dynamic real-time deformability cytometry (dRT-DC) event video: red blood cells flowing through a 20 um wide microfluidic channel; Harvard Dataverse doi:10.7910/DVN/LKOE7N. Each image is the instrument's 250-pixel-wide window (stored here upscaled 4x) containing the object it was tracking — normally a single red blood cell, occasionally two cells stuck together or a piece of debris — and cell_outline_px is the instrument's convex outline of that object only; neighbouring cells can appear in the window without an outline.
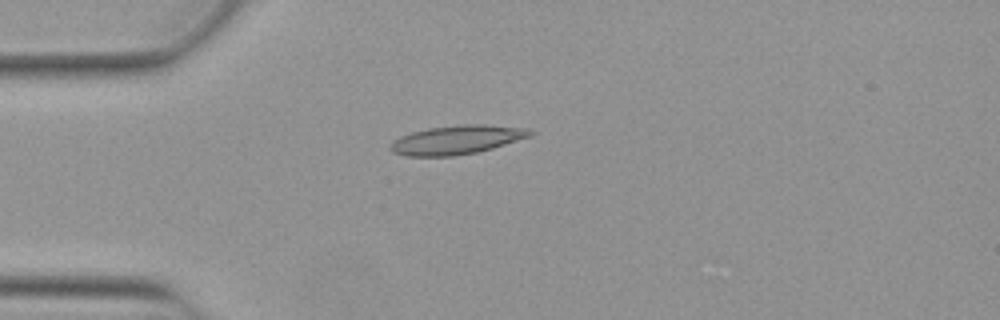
{"species": "Egyptian fruit bat (a non-hibernating species)", "species_latin": "Rousettus aegyptiacus", "temperature_condition": "warm", "stored_images_in_passage": 40, "camera_frame_rate_fps": 3000, "um_per_image_px": 0.085, "animal": {"sex": "female"}, "frame": {"image": 1, "passage_image": 1, "time_ms": 0.0, "image_size_px": [1000, 320], "cell_outline_px": [[536, 132], [532, 136], [492, 148], [476, 152], [452, 156], [404, 156], [392, 152], [388, 148], [388, 144], [392, 140], [400, 136], [412, 132], [428, 128], [460, 124], [484, 124], [528, 128]], "centroid_in_image_um": [38.81, 11.88], "position_along_channel_um": 46.2, "area_um2": 23.81}}
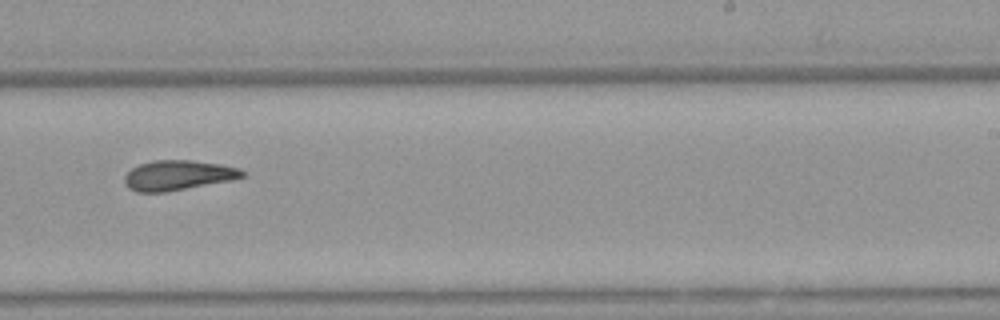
{"frame": {"image": 2, "passage_image": 20, "time_ms": 6.333, "image_size_px": [1000, 320], "cell_outline_px": [[248, 176], [232, 180], [164, 192], [136, 192], [128, 188], [124, 184], [124, 176], [132, 168], [140, 164], [152, 160], [192, 160], [220, 164], [240, 168]], "centroid_in_image_um": [15.13, 14.89], "position_along_channel_um": 273.9, "area_um2": 20.63}}
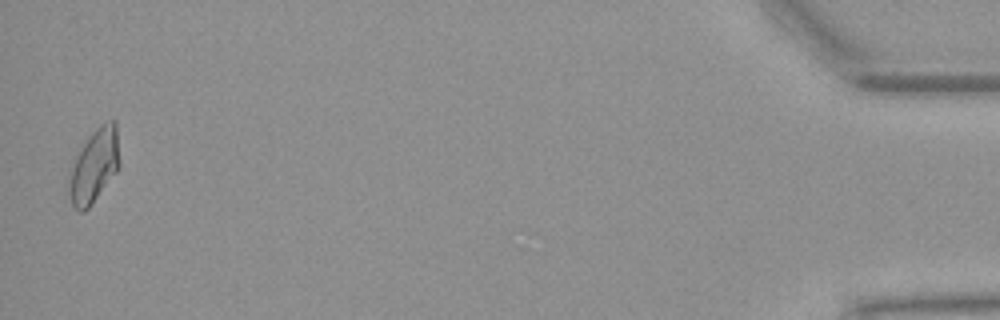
{"frame": {"image": 3, "passage_image": 39, "time_ms": 12.667, "image_size_px": [1000, 320], "cell_outline_px": [[120, 164], [116, 172], [88, 208], [84, 212], [80, 212], [72, 204], [68, 192], [68, 172], [80, 148], [92, 132], [104, 120], [116, 120]], "centroid_in_image_um": [8.0, 14.06], "position_along_channel_um": 427.2, "area_um2": 21.79}, "authors_computed_cell_mechanics": {"area_um2": 20.6635, "velocity_mm_per_s": 3.8722, "shape_relaxation_time_tau1_ms": null, "shape_relaxation_time_tau2_ms": 2.1247, "deformation_change_tau1": null, "deformation_change_tau2": 0.0909}}